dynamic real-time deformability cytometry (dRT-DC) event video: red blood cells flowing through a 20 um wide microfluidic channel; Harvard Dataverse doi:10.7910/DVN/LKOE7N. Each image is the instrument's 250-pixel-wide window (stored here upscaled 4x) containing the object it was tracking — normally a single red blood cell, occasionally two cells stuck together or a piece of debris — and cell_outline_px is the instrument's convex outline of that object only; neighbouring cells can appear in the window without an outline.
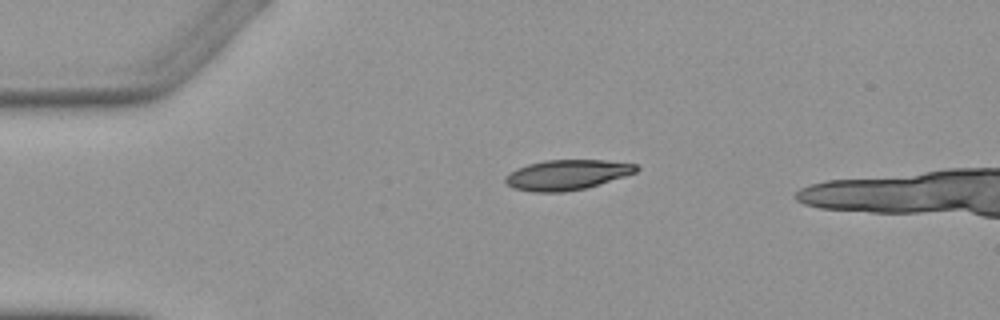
{"species": "Egyptian fruit bat (a non-hibernating species)", "species_latin": "Rousettus aegyptiacus", "temperature_condition": "warm", "stored_images_in_passage": 3, "camera_frame_rate_fps": 3000, "um_per_image_px": 0.085, "animal": {"sex": "female"}, "frame": {"image": 1, "passage_image": 1, "time_ms": 0.0, "image_size_px": [1000, 320], "cell_outline_px": [[640, 168], [636, 172], [624, 176], [584, 188], [564, 192], [532, 192], [512, 188], [504, 180], [504, 176], [516, 168], [528, 164], [544, 160], [604, 160], [636, 164]], "centroid_in_image_um": [48.14, 14.85], "position_along_channel_um": 36.9, "area_um2": 22.89}}